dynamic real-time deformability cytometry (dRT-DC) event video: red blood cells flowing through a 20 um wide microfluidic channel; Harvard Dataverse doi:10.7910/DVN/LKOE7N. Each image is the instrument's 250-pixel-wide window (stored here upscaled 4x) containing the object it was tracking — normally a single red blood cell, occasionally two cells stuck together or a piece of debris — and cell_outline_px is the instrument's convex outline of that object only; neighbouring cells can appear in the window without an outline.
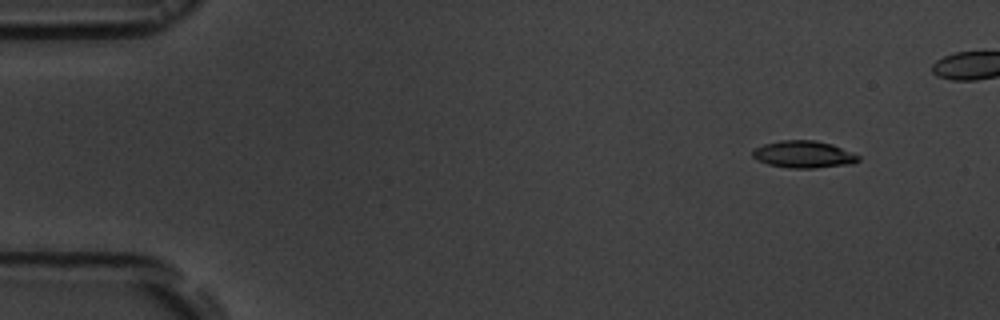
{"species": "common noctule bat (a hibernating species)", "species_latin": "Nyctalus noctula", "temperature_condition": "room temperature", "stored_images_in_passage": 4, "camera_frame_rate_fps": 3000, "um_per_image_px": 0.085, "animal": {"sex": "male", "body_mass_g": 19.5, "forearm_length_mm": 54.6}, "frame": {"image": 1, "passage_image": 1, "time_ms": 0.0, "image_size_px": [1000, 320], "cell_outline_px": [[860, 160], [852, 164], [816, 168], [788, 168], [768, 164], [756, 160], [752, 156], [752, 152], [756, 148], [764, 144], [780, 140], [816, 140], [832, 144], [852, 152], [860, 156]], "centroid_in_image_um": [68.32, 13.12], "position_along_channel_um": 16.7, "area_um2": 16.82}}